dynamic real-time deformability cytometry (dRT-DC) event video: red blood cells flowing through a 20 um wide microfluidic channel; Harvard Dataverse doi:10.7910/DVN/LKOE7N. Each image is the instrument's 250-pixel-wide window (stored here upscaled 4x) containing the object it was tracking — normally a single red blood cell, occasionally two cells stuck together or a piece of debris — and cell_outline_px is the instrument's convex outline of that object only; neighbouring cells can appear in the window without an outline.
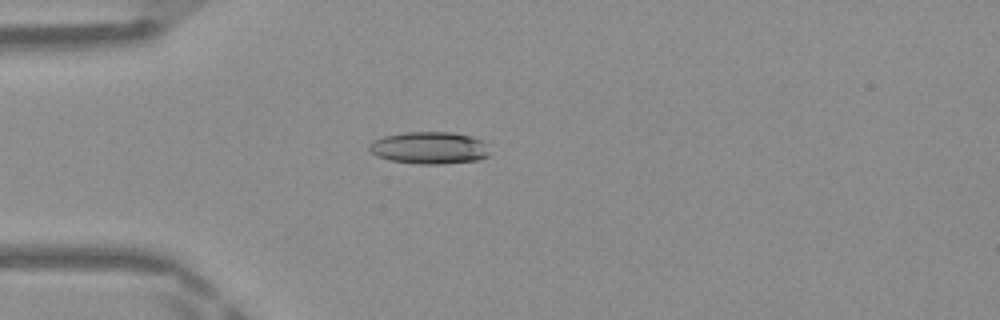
{"species": "Egyptian fruit bat (a non-hibernating species)", "species_latin": "Rousettus aegyptiacus", "temperature_condition": "warm", "stored_images_in_passage": 37, "camera_frame_rate_fps": 3000, "um_per_image_px": 0.085, "frame": {"image": 1, "passage_image": 2, "time_ms": 0.333, "image_size_px": [1000, 320], "cell_outline_px": [[488, 156], [480, 160], [440, 164], [420, 164], [392, 160], [376, 156], [368, 148], [368, 144], [372, 140], [384, 136], [404, 132], [452, 132], [468, 136], [480, 140], [488, 152]], "centroid_in_image_um": [36.44, 12.57], "position_along_channel_um": 48.6, "area_um2": 22.37}}
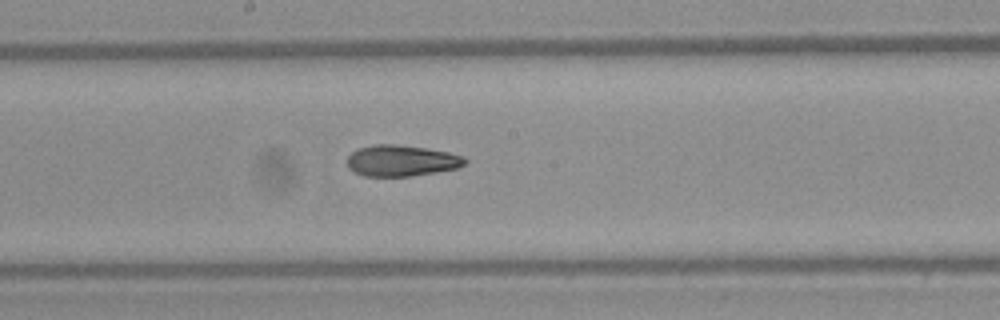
{"frame": {"image": 2, "passage_image": 15, "time_ms": 4.667, "image_size_px": [1000, 320], "cell_outline_px": [[468, 160], [464, 164], [456, 168], [436, 172], [412, 176], [364, 176], [348, 168], [348, 156], [356, 148], [376, 144], [392, 144], [424, 148], [448, 152], [464, 156]], "centroid_in_image_um": [34.11, 13.65], "position_along_channel_um": 214.1, "area_um2": 21.27}}
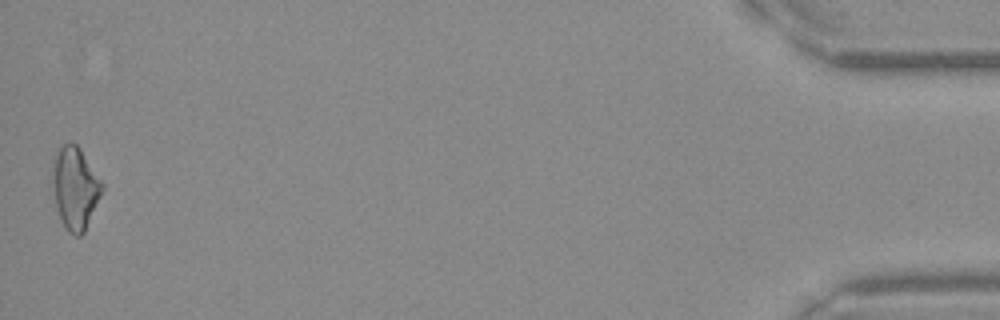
{"frame": {"image": 3, "passage_image": 37, "time_ms": 12.0, "image_size_px": [1000, 320], "cell_outline_px": [[104, 188], [84, 232], [80, 236], [76, 236], [68, 232], [64, 228], [56, 204], [52, 180], [56, 152], [64, 144], [76, 144], [80, 148], [104, 184]], "centroid_in_image_um": [6.41, 16.01], "position_along_channel_um": 428.8, "area_um2": 23.29}}